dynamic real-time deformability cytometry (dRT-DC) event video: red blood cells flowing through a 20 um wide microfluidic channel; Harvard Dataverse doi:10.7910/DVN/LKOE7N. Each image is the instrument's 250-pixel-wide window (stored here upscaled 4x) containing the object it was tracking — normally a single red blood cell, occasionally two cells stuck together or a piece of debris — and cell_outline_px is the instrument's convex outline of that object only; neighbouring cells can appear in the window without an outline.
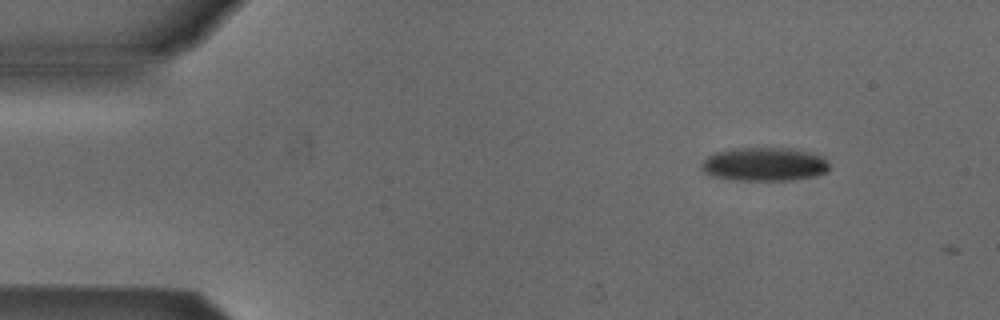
{"species": "Egyptian fruit bat (a non-hibernating species)", "species_latin": "Rousettus aegyptiacus", "temperature_condition": "cold", "stored_images_in_passage": 2, "camera_frame_rate_fps": 3000, "um_per_image_px": 0.085, "animal": {"sex": "male"}, "frame": {"image": 1, "passage_image": 1, "time_ms": 0.0, "image_size_px": [1000, 320], "cell_outline_px": [[828, 172], [816, 176], [788, 180], [736, 180], [712, 176], [704, 172], [700, 168], [700, 160], [716, 152], [732, 148], [792, 148], [824, 156], [828, 160]], "centroid_in_image_um": [64.95, 13.95], "position_along_channel_um": 20.0, "area_um2": 25.32}}